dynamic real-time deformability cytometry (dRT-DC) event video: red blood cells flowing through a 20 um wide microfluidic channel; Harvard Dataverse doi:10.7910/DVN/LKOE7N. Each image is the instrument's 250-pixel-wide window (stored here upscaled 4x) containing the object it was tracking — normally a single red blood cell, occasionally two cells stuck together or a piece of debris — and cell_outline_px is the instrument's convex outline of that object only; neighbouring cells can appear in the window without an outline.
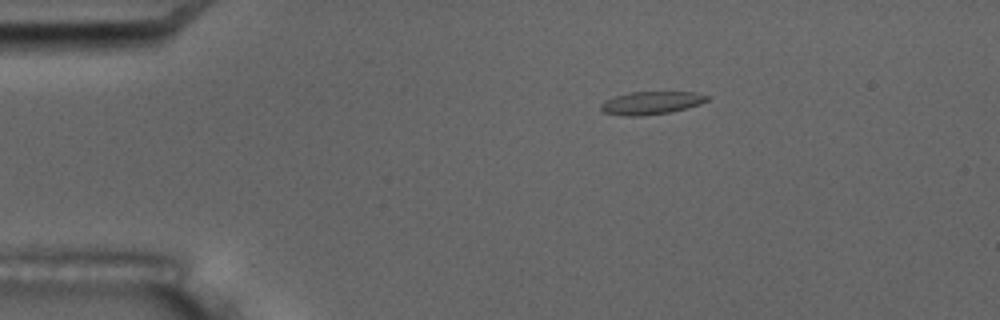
{"species": "common noctule bat (a hibernating species)", "species_latin": "Nyctalus noctula", "temperature_condition": "room temperature", "stored_images_in_passage": 6, "camera_frame_rate_fps": 3000, "um_per_image_px": 0.085, "animal": {"sex": "male", "body_mass_g": 17.5, "forearm_length_mm": 52.3}, "frame": {"image": 1, "passage_image": 4, "time_ms": 3.333, "image_size_px": [1000, 320], "cell_outline_px": [[708, 100], [700, 104], [672, 112], [640, 116], [624, 116], [604, 112], [600, 108], [600, 104], [604, 100], [628, 92], [696, 92], [708, 96]], "centroid_in_image_um": [55.34, 8.75], "position_along_channel_um": 29.7, "area_um2": 14.22}}